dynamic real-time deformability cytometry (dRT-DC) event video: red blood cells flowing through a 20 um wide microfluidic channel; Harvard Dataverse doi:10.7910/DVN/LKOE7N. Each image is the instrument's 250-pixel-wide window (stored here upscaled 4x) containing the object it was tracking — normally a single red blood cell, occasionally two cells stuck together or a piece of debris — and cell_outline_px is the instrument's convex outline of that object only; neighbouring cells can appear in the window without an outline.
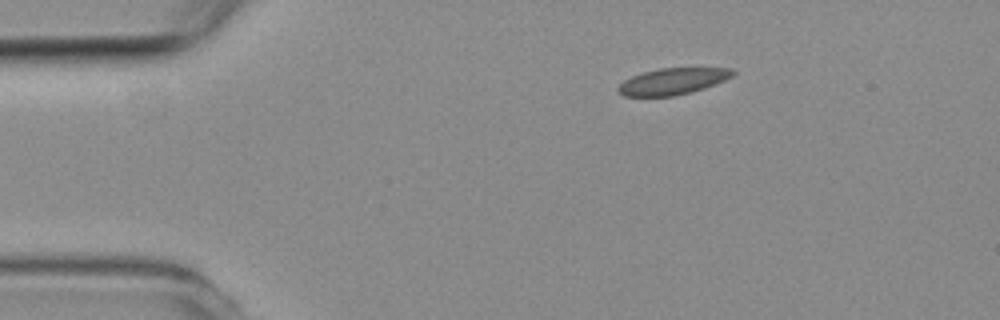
{"species": "common noctule bat (a hibernating species)", "species_latin": "Nyctalus noctula", "temperature_condition": "room temperature", "stored_images_in_passage": 3, "camera_frame_rate_fps": 3000, "um_per_image_px": 0.085, "animal": {"sex": "female", "body_mass_g": 19.3, "forearm_length_mm": 54.1}, "frame": {"image": 1, "passage_image": 1, "time_ms": 0.0, "image_size_px": [1000, 320], "cell_outline_px": [[736, 72], [732, 76], [716, 84], [692, 92], [672, 96], [624, 96], [616, 88], [624, 80], [632, 76], [644, 72], [660, 68], [732, 68]], "centroid_in_image_um": [57.19, 6.91], "position_along_channel_um": 27.8, "area_um2": 17.57}}
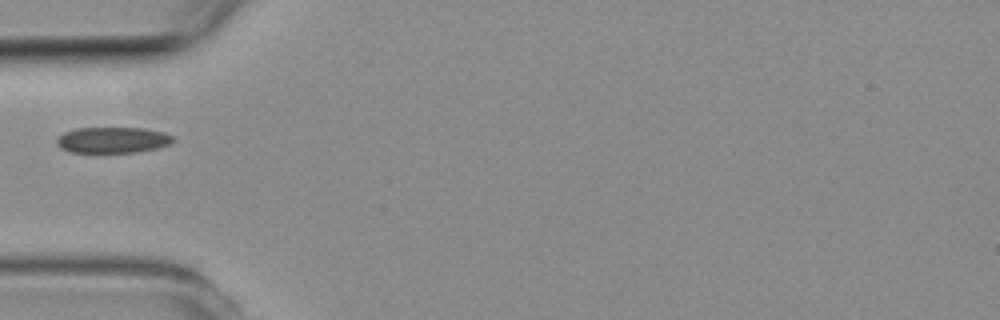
{"frame": {"image": 2, "passage_image": 3, "time_ms": 2.667, "image_size_px": [1000, 320], "cell_outline_px": [[176, 140], [172, 144], [156, 148], [136, 152], [68, 152], [60, 148], [56, 144], [56, 140], [64, 132], [76, 128], [144, 128], [164, 132], [176, 136]], "centroid_in_image_um": [9.62, 11.9], "position_along_channel_um": 75.4, "area_um2": 17.8}}